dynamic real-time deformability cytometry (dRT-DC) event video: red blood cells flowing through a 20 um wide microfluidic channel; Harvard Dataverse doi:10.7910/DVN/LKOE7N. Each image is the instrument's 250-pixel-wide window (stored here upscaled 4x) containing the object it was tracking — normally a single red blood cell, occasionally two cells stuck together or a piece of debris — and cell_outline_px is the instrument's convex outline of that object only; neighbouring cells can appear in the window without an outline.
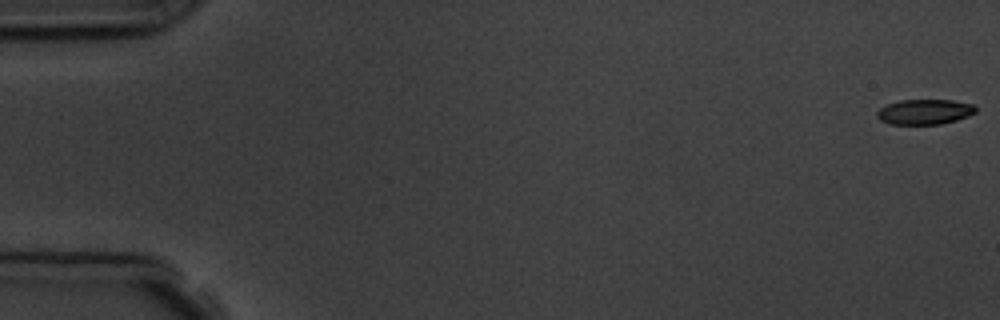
{"species": "common noctule bat (a hibernating species)", "species_latin": "Nyctalus noctula", "temperature_condition": "room temperature", "stored_images_in_passage": 5, "camera_frame_rate_fps": 3000, "um_per_image_px": 0.085, "animal": {"sex": "male", "body_mass_g": 19.5, "forearm_length_mm": 54.6}, "frame": {"image": 1, "passage_image": 1, "time_ms": 0.0, "image_size_px": [1000, 320], "cell_outline_px": [[976, 112], [968, 116], [956, 120], [940, 124], [892, 124], [880, 120], [876, 116], [876, 112], [880, 108], [888, 104], [900, 100], [952, 100], [976, 104]], "centroid_in_image_um": [78.62, 9.5], "position_along_channel_um": 6.4, "area_um2": 14.51}}
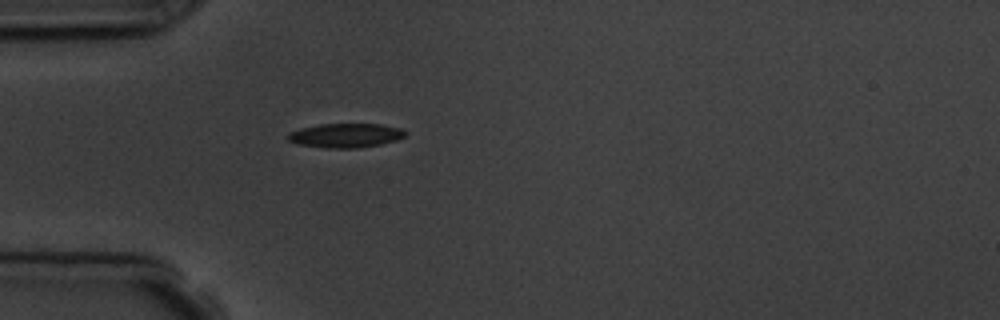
{"frame": {"image": 2, "passage_image": 5, "time_ms": 5.333, "image_size_px": [1000, 320], "cell_outline_px": [[404, 136], [396, 140], [380, 144], [360, 148], [328, 148], [296, 144], [288, 140], [288, 132], [300, 128], [320, 124], [380, 124], [400, 128], [404, 132]], "centroid_in_image_um": [29.32, 11.51], "position_along_channel_um": 55.7, "area_um2": 16.47}}